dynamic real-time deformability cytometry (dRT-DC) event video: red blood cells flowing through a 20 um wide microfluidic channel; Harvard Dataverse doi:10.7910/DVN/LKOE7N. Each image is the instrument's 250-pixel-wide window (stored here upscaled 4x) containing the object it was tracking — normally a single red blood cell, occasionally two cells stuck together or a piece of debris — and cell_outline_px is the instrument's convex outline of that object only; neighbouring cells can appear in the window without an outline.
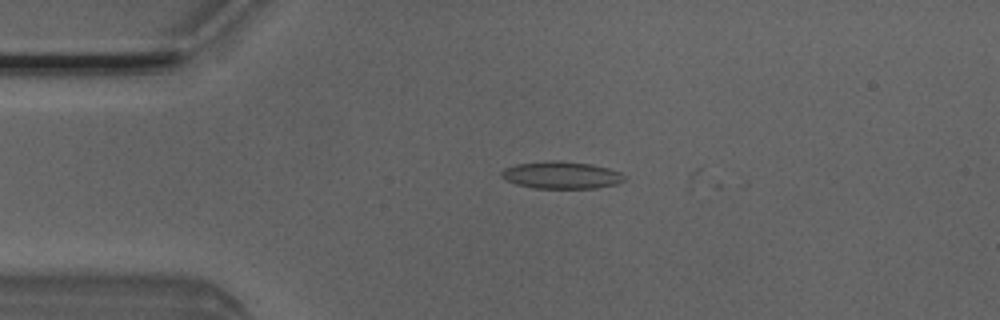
{"species": "Egyptian fruit bat (a non-hibernating species)", "species_latin": "Rousettus aegyptiacus", "temperature_condition": "room temperature", "stored_images_in_passage": 4, "camera_frame_rate_fps": 3000, "um_per_image_px": 0.085, "animal": {"sex": "male"}, "frame": {"image": 1, "passage_image": 3, "time_ms": 0.667, "image_size_px": [1000, 320], "cell_outline_px": [[624, 180], [616, 184], [596, 188], [532, 188], [516, 184], [500, 176], [500, 172], [504, 168], [516, 164], [556, 160], [588, 164], [608, 168], [620, 172], [624, 176]], "centroid_in_image_um": [47.69, 14.89], "position_along_channel_um": 37.3, "area_um2": 19.31}}